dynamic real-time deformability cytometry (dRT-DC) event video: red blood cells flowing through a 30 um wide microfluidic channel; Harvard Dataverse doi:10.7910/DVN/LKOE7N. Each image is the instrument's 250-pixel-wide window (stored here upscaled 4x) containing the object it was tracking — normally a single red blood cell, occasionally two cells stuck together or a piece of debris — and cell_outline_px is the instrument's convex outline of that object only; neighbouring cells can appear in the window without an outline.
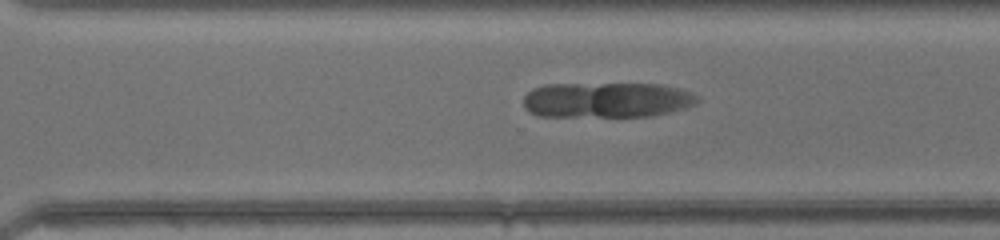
{"species": "common noctule bat (a hibernating species)", "species_latin": "Nyctalus noctula", "temperature_condition": "warm", "stored_images_in_passage": 24, "camera_frame_rate_fps": 3000, "um_per_image_px": 0.085, "animal": {"sex": "female", "body_mass_g": 17.0, "forearm_length_mm": 48.0}, "frame": {"image": 1, "passage_image": 18, "time_ms": 5.667, "image_size_px": [1000, 240], "cell_outline_px": [[700, 100], [696, 104], [688, 108], [652, 116], [536, 116], [528, 112], [524, 108], [524, 96], [532, 88], [544, 84], [660, 84], [680, 88], [700, 96]], "centroid_in_image_um": [51.6, 8.5], "position_along_channel_um": 319.0, "area_um2": 36.3}}
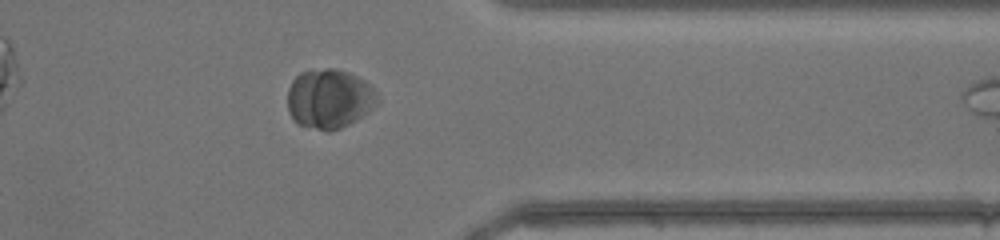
{"frame": {"image": 2, "passage_image": 23, "time_ms": 7.333, "image_size_px": [1000, 240], "cell_outline_px": [[380, 100], [368, 112], [356, 120], [340, 128], [328, 132], [296, 124], [292, 120], [288, 112], [288, 88], [292, 80], [300, 72], [324, 68], [336, 68], [348, 72], [364, 80], [376, 92]], "centroid_in_image_um": [27.97, 8.4], "position_along_channel_um": 383.4, "area_um2": 31.39}}